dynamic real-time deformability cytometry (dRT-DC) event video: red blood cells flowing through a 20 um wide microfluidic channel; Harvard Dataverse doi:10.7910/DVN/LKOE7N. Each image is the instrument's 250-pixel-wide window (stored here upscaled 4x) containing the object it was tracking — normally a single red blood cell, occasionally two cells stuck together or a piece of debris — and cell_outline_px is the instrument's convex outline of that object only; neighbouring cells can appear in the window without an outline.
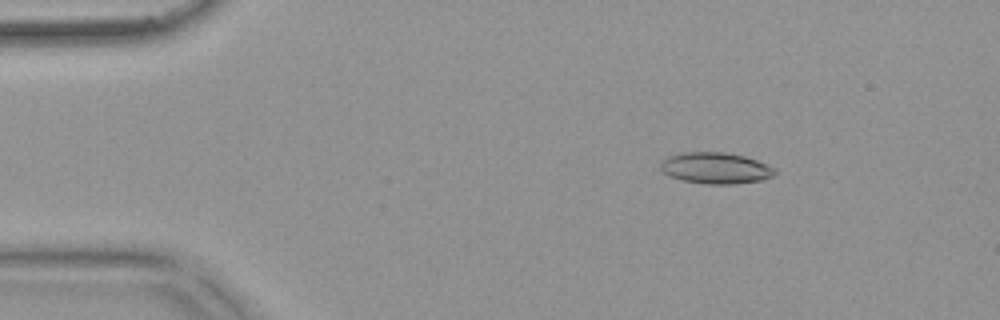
{"species": "common noctule bat (a hibernating species)", "species_latin": "Nyctalus noctula", "temperature_condition": "warm", "stored_images_in_passage": 54, "camera_frame_rate_fps": 3000, "um_per_image_px": 0.085, "animal": {"sex": "female", "body_mass_g": 18.4}, "frame": {"image": 1, "passage_image": 8, "time_ms": 2.333, "image_size_px": [1000, 320], "cell_outline_px": [[776, 172], [772, 176], [760, 180], [732, 184], [704, 184], [684, 180], [672, 176], [664, 172], [660, 168], [660, 164], [668, 156], [680, 152], [724, 152], [744, 156], [768, 164], [776, 168]], "centroid_in_image_um": [60.84, 14.28], "position_along_channel_um": 24.2, "area_um2": 20.69}}
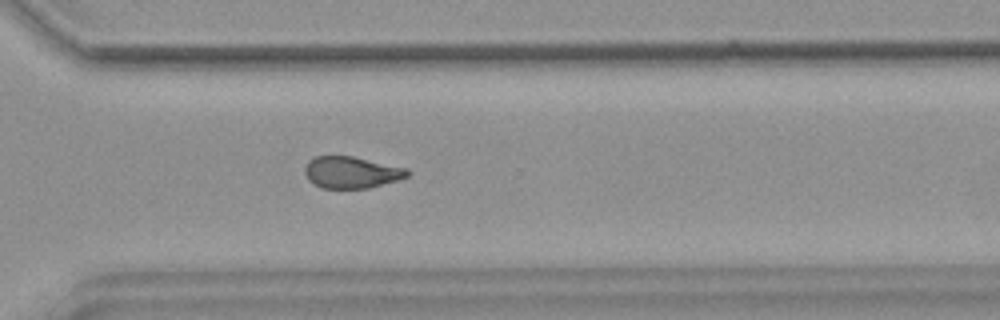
{"frame": {"image": 2, "passage_image": 39, "time_ms": 12.667, "image_size_px": [1000, 320], "cell_outline_px": [[412, 172], [408, 176], [400, 180], [368, 188], [320, 188], [308, 180], [304, 172], [304, 168], [308, 160], [316, 156], [352, 156], [408, 168]], "centroid_in_image_um": [29.89, 14.65], "position_along_channel_um": 340.7, "area_um2": 19.19}}
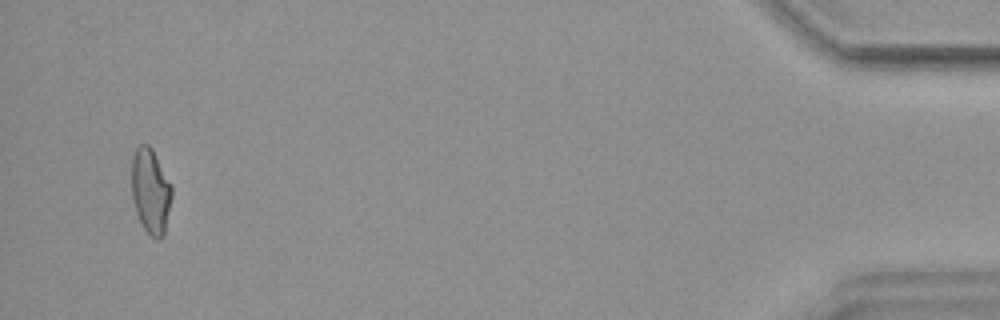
{"frame": {"image": 3, "passage_image": 52, "time_ms": 17.0, "image_size_px": [1000, 320], "cell_outline_px": [[172, 196], [164, 236], [160, 240], [156, 240], [144, 228], [136, 212], [132, 196], [132, 156], [136, 148], [140, 144], [148, 144], [152, 148], [172, 188]], "centroid_in_image_um": [12.8, 16.25], "position_along_channel_um": 422.4, "area_um2": 19.77}, "authors_computed_cell_mechanics": {"area_um2": 19.8832, "velocity_mm_per_s": 3.751, "shape_relaxation_time_tau1_ms": null, "shape_relaxation_time_tau2_ms": 3.7399, "deformation_change_tau1": null, "deformation_change_tau2": 0.1119}}